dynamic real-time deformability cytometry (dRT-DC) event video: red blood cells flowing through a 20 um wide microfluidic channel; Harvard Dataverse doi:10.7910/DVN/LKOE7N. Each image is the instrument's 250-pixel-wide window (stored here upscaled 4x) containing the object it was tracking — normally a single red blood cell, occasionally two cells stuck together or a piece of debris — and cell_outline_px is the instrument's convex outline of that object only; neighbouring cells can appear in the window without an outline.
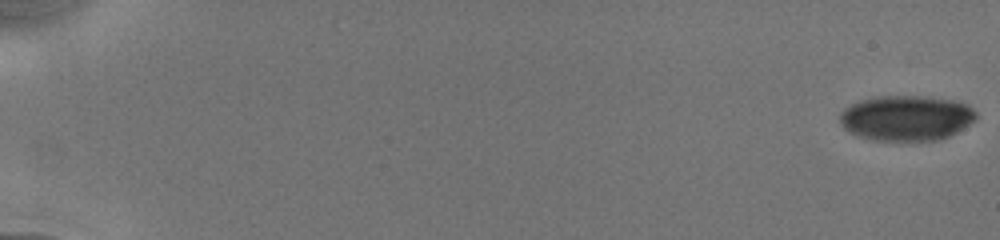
{"species": "human", "species_latin": "Homo sapiens", "temperature_condition": "cold", "stored_images_in_passage": 21, "camera_frame_rate_fps": 3000, "um_per_image_px": 0.085, "donor": {"sex": "male"}, "frame": {"image": 1, "passage_image": 1, "time_ms": 0.0, "image_size_px": [1000, 240], "cell_outline_px": [[976, 120], [956, 132], [948, 136], [936, 140], [876, 140], [860, 136], [848, 132], [840, 124], [840, 112], [844, 108], [860, 100], [876, 96], [924, 96], [952, 100], [968, 104], [976, 112]], "centroid_in_image_um": [77.03, 10.02], "position_along_channel_um": 8.0, "area_um2": 35.89}}
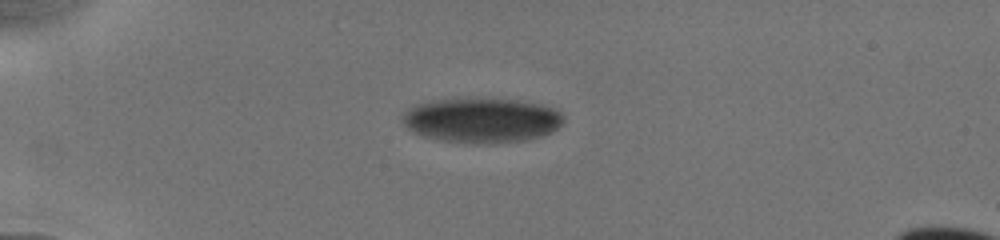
{"frame": {"image": 2, "passage_image": 11, "time_ms": 5.0, "image_size_px": [1000, 240], "cell_outline_px": [[564, 120], [552, 132], [544, 136], [528, 140], [496, 144], [464, 144], [436, 140], [412, 132], [400, 120], [404, 112], [416, 104], [432, 100], [476, 96], [516, 100], [540, 104], [556, 108], [564, 116]], "centroid_in_image_um": [40.93, 10.22], "position_along_channel_um": 44.1, "area_um2": 43.58}}
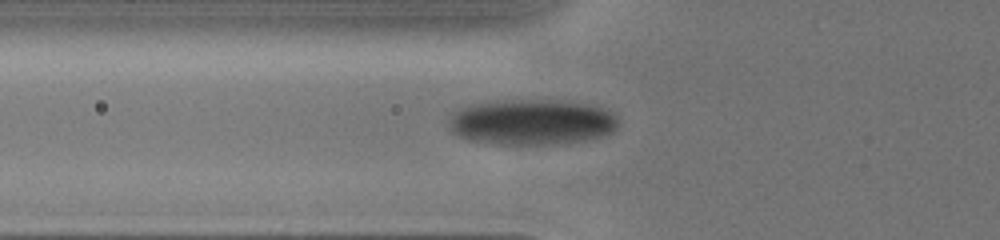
{"frame": {"image": 3, "passage_image": 14, "time_ms": 7.0, "image_size_px": [1000, 240], "cell_outline_px": [[616, 128], [612, 132], [600, 136], [568, 144], [492, 144], [468, 140], [452, 132], [448, 128], [448, 124], [452, 112], [456, 108], [468, 104], [492, 100], [556, 100], [584, 104], [604, 108], [616, 112]], "centroid_in_image_um": [45.13, 10.37], "position_along_channel_um": 80.7, "area_um2": 45.72}}